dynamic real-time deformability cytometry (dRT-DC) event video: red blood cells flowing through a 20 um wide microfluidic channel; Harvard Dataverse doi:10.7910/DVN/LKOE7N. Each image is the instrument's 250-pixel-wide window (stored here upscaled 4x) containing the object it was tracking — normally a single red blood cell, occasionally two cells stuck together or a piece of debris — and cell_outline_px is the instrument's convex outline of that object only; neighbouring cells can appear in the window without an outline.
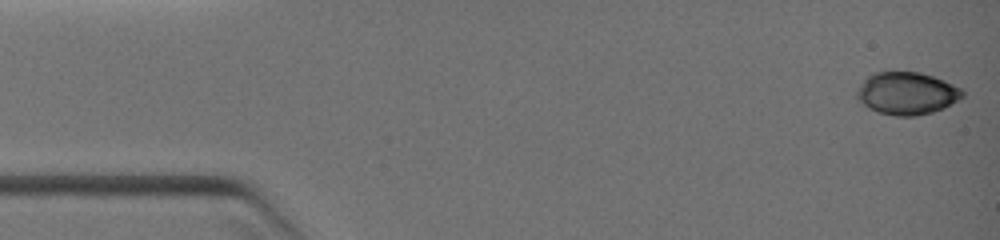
{"species": "common noctule bat (a hibernating species)", "species_latin": "Nyctalus noctula", "temperature_condition": "warm", "stored_images_in_passage": 38, "camera_frame_rate_fps": 3000, "um_per_image_px": 0.085, "animal": {"sex": "female", "body_mass_g": 19.0, "forearm_length_mm": 51.5}, "frame": {"image": 1, "passage_image": 1, "time_ms": 0.0, "image_size_px": [1000, 240], "cell_outline_px": [[964, 96], [960, 100], [944, 108], [932, 112], [912, 116], [896, 116], [876, 112], [868, 108], [856, 100], [856, 88], [868, 76], [876, 72], [916, 72], [932, 76], [952, 84], [960, 88], [964, 92]], "centroid_in_image_um": [77.05, 7.95], "position_along_channel_um": 8.0, "area_um2": 26.24}}
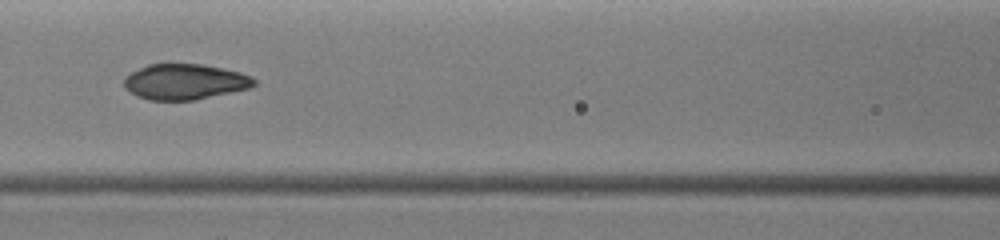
{"frame": {"image": 2, "passage_image": 15, "time_ms": 5.0, "image_size_px": [1000, 240], "cell_outline_px": [[256, 84], [248, 88], [192, 100], [148, 100], [136, 96], [124, 88], [124, 76], [148, 64], [168, 60], [204, 64], [224, 68], [240, 72], [252, 76], [256, 80]], "centroid_in_image_um": [15.66, 6.89], "position_along_channel_um": 150.9, "area_um2": 27.74}}
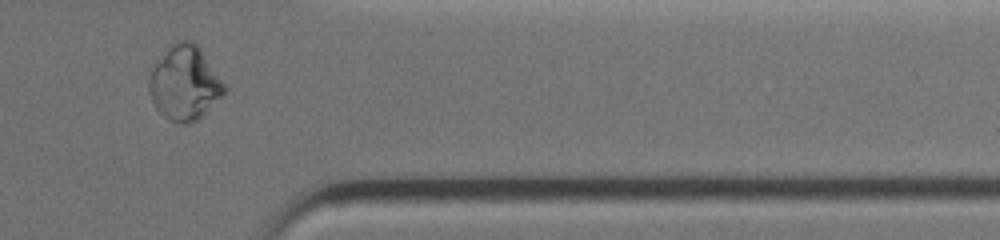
{"frame": {"image": 3, "passage_image": 31, "time_ms": 9.667, "image_size_px": [1000, 240], "cell_outline_px": [[228, 88], [196, 120], [184, 124], [168, 120], [152, 104], [148, 92], [148, 80], [152, 64], [172, 40], [192, 40], [200, 48]], "centroid_in_image_um": [15.62, 7.0], "position_along_channel_um": 395.8, "area_um2": 32.83}}